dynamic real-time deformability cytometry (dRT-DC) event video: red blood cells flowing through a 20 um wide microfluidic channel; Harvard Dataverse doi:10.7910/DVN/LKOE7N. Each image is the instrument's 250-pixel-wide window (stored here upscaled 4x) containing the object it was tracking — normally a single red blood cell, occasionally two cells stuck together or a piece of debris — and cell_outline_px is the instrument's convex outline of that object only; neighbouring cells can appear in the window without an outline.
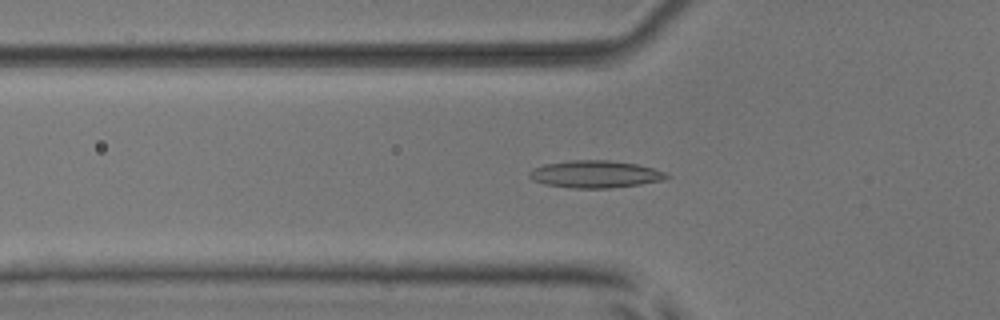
{"species": "common noctule bat (a hibernating species)", "species_latin": "Nyctalus noctula", "temperature_condition": "room temperature", "stored_images_in_passage": 47, "camera_frame_rate_fps": 3000, "um_per_image_px": 0.085, "animal": {"sex": "male", "body_mass_g": 17.9, "forearm_length_mm": 54.2}, "frame": {"image": 1, "passage_image": 19, "time_ms": 6.0, "image_size_px": [1000, 320], "cell_outline_px": [[668, 176], [664, 180], [640, 184], [612, 188], [572, 188], [544, 184], [532, 180], [528, 176], [528, 172], [532, 168], [544, 164], [572, 160], [608, 160], [636, 164], [652, 168], [664, 172]], "centroid_in_image_um": [50.53, 14.81], "position_along_channel_um": 75.3, "area_um2": 21.79}}
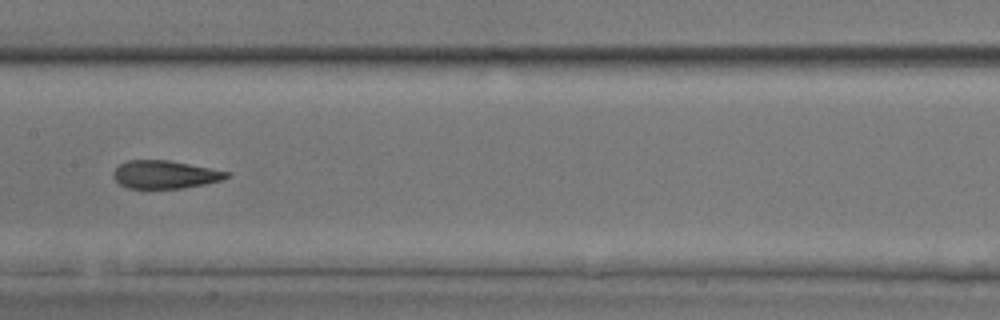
{"frame": {"image": 2, "passage_image": 28, "time_ms": 9.0, "image_size_px": [1000, 320], "cell_outline_px": [[232, 176], [220, 180], [204, 184], [180, 188], [128, 188], [120, 184], [112, 176], [112, 172], [120, 164], [128, 160], [168, 160], [232, 172]], "centroid_in_image_um": [14.03, 14.83], "position_along_channel_um": 193.4, "area_um2": 18.44}}
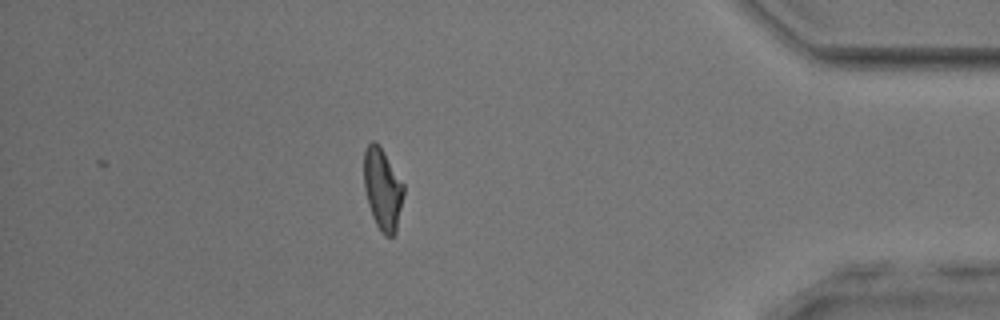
{"frame": {"image": 3, "passage_image": 47, "time_ms": 15.333, "image_size_px": [1000, 320], "cell_outline_px": [[404, 196], [396, 232], [392, 236], [384, 236], [380, 232], [372, 216], [368, 204], [364, 188], [364, 148], [372, 140], [376, 140], [380, 144], [404, 184]], "centroid_in_image_um": [32.52, 16.05], "position_along_channel_um": 402.7, "area_um2": 19.31}, "authors_computed_cell_mechanics": {"area_um2": 19.4786, "velocity_mm_per_s": 3.936, "shape_relaxation_time_tau1_ms": null, "shape_relaxation_time_tau2_ms": 1.5509, "deformation_change_tau1": null, "deformation_change_tau2": 0.0995}}